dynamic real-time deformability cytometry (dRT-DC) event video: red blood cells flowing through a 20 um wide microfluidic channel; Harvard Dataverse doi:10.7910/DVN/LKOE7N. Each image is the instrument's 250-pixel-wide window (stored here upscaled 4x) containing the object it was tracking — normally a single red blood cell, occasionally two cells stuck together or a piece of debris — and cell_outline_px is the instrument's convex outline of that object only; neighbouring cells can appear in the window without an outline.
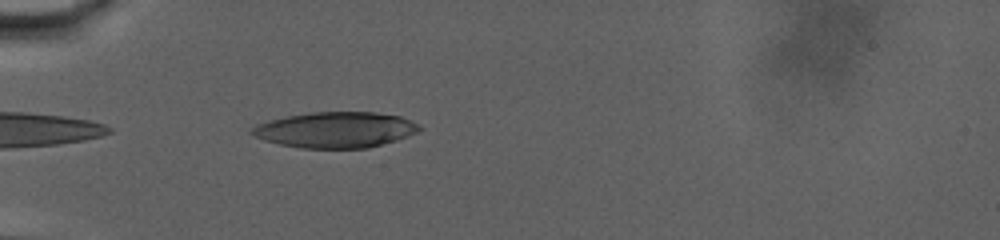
{"species": "human", "species_latin": "Homo sapiens", "temperature_condition": "warm", "stored_images_in_passage": 52, "camera_frame_rate_fps": 3000, "um_per_image_px": 0.085, "donor": {"sex": "male"}, "frame": {"image": 1, "passage_image": 3, "time_ms": 0.667, "image_size_px": [1000, 240], "cell_outline_px": [[424, 128], [408, 136], [396, 140], [368, 148], [300, 148], [280, 144], [264, 140], [248, 132], [256, 124], [288, 116], [312, 112], [372, 112], [400, 116]], "centroid_in_image_um": [28.51, 11.04], "position_along_channel_um": 56.5, "area_um2": 34.62}}
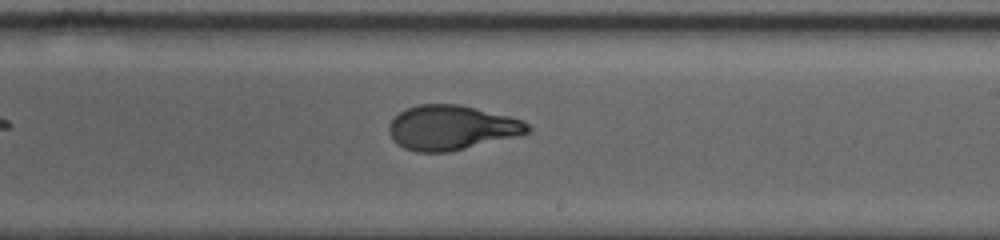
{"frame": {"image": 2, "passage_image": 25, "time_ms": 8.0, "image_size_px": [1000, 240], "cell_outline_px": [[532, 128], [528, 132], [520, 136], [448, 152], [416, 152], [404, 148], [396, 144], [388, 132], [388, 128], [392, 120], [400, 112], [408, 108], [420, 104], [456, 104], [508, 116], [520, 120], [528, 124]], "centroid_in_image_um": [38.37, 10.87], "position_along_channel_um": 250.6, "area_um2": 35.84}}
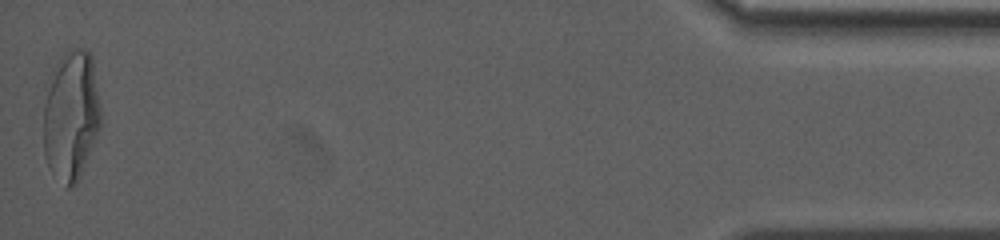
{"frame": {"image": 3, "passage_image": 52, "time_ms": 17.0, "image_size_px": [1000, 240], "cell_outline_px": [[100, 128], [80, 176], [76, 184], [72, 188], [68, 188], [48, 164], [44, 156], [44, 104], [52, 72], [60, 56], [68, 48], [80, 48], [88, 52], [92, 56], [100, 108]], "centroid_in_image_um": [6.05, 9.78], "position_along_channel_um": 429.1, "area_um2": 42.89}, "authors_computed_cell_mechanics": {"area_um2": 36.3851, "velocity_mm_per_s": 2.8787, "shape_relaxation_time_tau1_ms": 8.8853, "shape_relaxation_time_tau2_ms": 1.3807, "deformation_change_tau1": 0.2819, "deformation_change_tau2": 0.0703}}